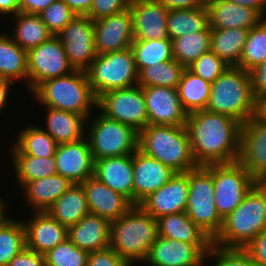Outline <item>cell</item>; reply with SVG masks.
I'll return each instance as SVG.
<instances>
[{
	"label": "cell",
	"instance_id": "obj_24",
	"mask_svg": "<svg viewBox=\"0 0 266 266\" xmlns=\"http://www.w3.org/2000/svg\"><path fill=\"white\" fill-rule=\"evenodd\" d=\"M94 176L133 204V154L95 160Z\"/></svg>",
	"mask_w": 266,
	"mask_h": 266
},
{
	"label": "cell",
	"instance_id": "obj_28",
	"mask_svg": "<svg viewBox=\"0 0 266 266\" xmlns=\"http://www.w3.org/2000/svg\"><path fill=\"white\" fill-rule=\"evenodd\" d=\"M46 109V127L41 128L50 134L57 144L77 142L85 138L87 119L83 115L49 107Z\"/></svg>",
	"mask_w": 266,
	"mask_h": 266
},
{
	"label": "cell",
	"instance_id": "obj_25",
	"mask_svg": "<svg viewBox=\"0 0 266 266\" xmlns=\"http://www.w3.org/2000/svg\"><path fill=\"white\" fill-rule=\"evenodd\" d=\"M211 29L241 28L250 30L264 17L255 9L227 0H216L206 6Z\"/></svg>",
	"mask_w": 266,
	"mask_h": 266
},
{
	"label": "cell",
	"instance_id": "obj_36",
	"mask_svg": "<svg viewBox=\"0 0 266 266\" xmlns=\"http://www.w3.org/2000/svg\"><path fill=\"white\" fill-rule=\"evenodd\" d=\"M210 89V82L196 76L186 68L177 87L184 110L189 114L206 109L210 98Z\"/></svg>",
	"mask_w": 266,
	"mask_h": 266
},
{
	"label": "cell",
	"instance_id": "obj_41",
	"mask_svg": "<svg viewBox=\"0 0 266 266\" xmlns=\"http://www.w3.org/2000/svg\"><path fill=\"white\" fill-rule=\"evenodd\" d=\"M265 60L266 18L248 31L246 42L239 61V67L245 71H249L260 65Z\"/></svg>",
	"mask_w": 266,
	"mask_h": 266
},
{
	"label": "cell",
	"instance_id": "obj_22",
	"mask_svg": "<svg viewBox=\"0 0 266 266\" xmlns=\"http://www.w3.org/2000/svg\"><path fill=\"white\" fill-rule=\"evenodd\" d=\"M89 213L96 214L109 222L124 215L133 204L123 195L115 192L94 175L82 182Z\"/></svg>",
	"mask_w": 266,
	"mask_h": 266
},
{
	"label": "cell",
	"instance_id": "obj_26",
	"mask_svg": "<svg viewBox=\"0 0 266 266\" xmlns=\"http://www.w3.org/2000/svg\"><path fill=\"white\" fill-rule=\"evenodd\" d=\"M109 235L110 222L92 213L68 227V239L88 253L108 248Z\"/></svg>",
	"mask_w": 266,
	"mask_h": 266
},
{
	"label": "cell",
	"instance_id": "obj_46",
	"mask_svg": "<svg viewBox=\"0 0 266 266\" xmlns=\"http://www.w3.org/2000/svg\"><path fill=\"white\" fill-rule=\"evenodd\" d=\"M38 15L52 35H57L76 16L62 0L51 3Z\"/></svg>",
	"mask_w": 266,
	"mask_h": 266
},
{
	"label": "cell",
	"instance_id": "obj_3",
	"mask_svg": "<svg viewBox=\"0 0 266 266\" xmlns=\"http://www.w3.org/2000/svg\"><path fill=\"white\" fill-rule=\"evenodd\" d=\"M266 229V183L258 182L240 205L223 219L212 243L225 248H245Z\"/></svg>",
	"mask_w": 266,
	"mask_h": 266
},
{
	"label": "cell",
	"instance_id": "obj_55",
	"mask_svg": "<svg viewBox=\"0 0 266 266\" xmlns=\"http://www.w3.org/2000/svg\"><path fill=\"white\" fill-rule=\"evenodd\" d=\"M251 119L266 121V93L254 96V110Z\"/></svg>",
	"mask_w": 266,
	"mask_h": 266
},
{
	"label": "cell",
	"instance_id": "obj_52",
	"mask_svg": "<svg viewBox=\"0 0 266 266\" xmlns=\"http://www.w3.org/2000/svg\"><path fill=\"white\" fill-rule=\"evenodd\" d=\"M56 0H19V10L27 14H40Z\"/></svg>",
	"mask_w": 266,
	"mask_h": 266
},
{
	"label": "cell",
	"instance_id": "obj_23",
	"mask_svg": "<svg viewBox=\"0 0 266 266\" xmlns=\"http://www.w3.org/2000/svg\"><path fill=\"white\" fill-rule=\"evenodd\" d=\"M25 227L26 247L45 255L68 238V228L58 223L47 212H35Z\"/></svg>",
	"mask_w": 266,
	"mask_h": 266
},
{
	"label": "cell",
	"instance_id": "obj_29",
	"mask_svg": "<svg viewBox=\"0 0 266 266\" xmlns=\"http://www.w3.org/2000/svg\"><path fill=\"white\" fill-rule=\"evenodd\" d=\"M158 236L174 239L193 245H212V239L206 235L186 214H170L157 219Z\"/></svg>",
	"mask_w": 266,
	"mask_h": 266
},
{
	"label": "cell",
	"instance_id": "obj_32",
	"mask_svg": "<svg viewBox=\"0 0 266 266\" xmlns=\"http://www.w3.org/2000/svg\"><path fill=\"white\" fill-rule=\"evenodd\" d=\"M56 141L41 126H25L18 132L11 147V155H32L37 157L54 156Z\"/></svg>",
	"mask_w": 266,
	"mask_h": 266
},
{
	"label": "cell",
	"instance_id": "obj_35",
	"mask_svg": "<svg viewBox=\"0 0 266 266\" xmlns=\"http://www.w3.org/2000/svg\"><path fill=\"white\" fill-rule=\"evenodd\" d=\"M166 25L171 41L186 34L204 31L209 27L207 8L200 6L195 9L169 10Z\"/></svg>",
	"mask_w": 266,
	"mask_h": 266
},
{
	"label": "cell",
	"instance_id": "obj_50",
	"mask_svg": "<svg viewBox=\"0 0 266 266\" xmlns=\"http://www.w3.org/2000/svg\"><path fill=\"white\" fill-rule=\"evenodd\" d=\"M8 266H47L45 257L27 247L22 249Z\"/></svg>",
	"mask_w": 266,
	"mask_h": 266
},
{
	"label": "cell",
	"instance_id": "obj_44",
	"mask_svg": "<svg viewBox=\"0 0 266 266\" xmlns=\"http://www.w3.org/2000/svg\"><path fill=\"white\" fill-rule=\"evenodd\" d=\"M210 257L214 260L211 266H257L244 248H225L212 243L204 256L203 266Z\"/></svg>",
	"mask_w": 266,
	"mask_h": 266
},
{
	"label": "cell",
	"instance_id": "obj_59",
	"mask_svg": "<svg viewBox=\"0 0 266 266\" xmlns=\"http://www.w3.org/2000/svg\"><path fill=\"white\" fill-rule=\"evenodd\" d=\"M4 201L5 200L2 197H0V226L5 224L9 219H11L6 214L7 202L5 203Z\"/></svg>",
	"mask_w": 266,
	"mask_h": 266
},
{
	"label": "cell",
	"instance_id": "obj_1",
	"mask_svg": "<svg viewBox=\"0 0 266 266\" xmlns=\"http://www.w3.org/2000/svg\"><path fill=\"white\" fill-rule=\"evenodd\" d=\"M186 129L198 166L238 161L242 131L239 121L203 109L187 115Z\"/></svg>",
	"mask_w": 266,
	"mask_h": 266
},
{
	"label": "cell",
	"instance_id": "obj_51",
	"mask_svg": "<svg viewBox=\"0 0 266 266\" xmlns=\"http://www.w3.org/2000/svg\"><path fill=\"white\" fill-rule=\"evenodd\" d=\"M248 72L253 96L266 93V60Z\"/></svg>",
	"mask_w": 266,
	"mask_h": 266
},
{
	"label": "cell",
	"instance_id": "obj_37",
	"mask_svg": "<svg viewBox=\"0 0 266 266\" xmlns=\"http://www.w3.org/2000/svg\"><path fill=\"white\" fill-rule=\"evenodd\" d=\"M211 28L193 32L172 40L173 59L189 67L202 54L211 50Z\"/></svg>",
	"mask_w": 266,
	"mask_h": 266
},
{
	"label": "cell",
	"instance_id": "obj_17",
	"mask_svg": "<svg viewBox=\"0 0 266 266\" xmlns=\"http://www.w3.org/2000/svg\"><path fill=\"white\" fill-rule=\"evenodd\" d=\"M211 245H193L158 236L143 261L147 266H203Z\"/></svg>",
	"mask_w": 266,
	"mask_h": 266
},
{
	"label": "cell",
	"instance_id": "obj_47",
	"mask_svg": "<svg viewBox=\"0 0 266 266\" xmlns=\"http://www.w3.org/2000/svg\"><path fill=\"white\" fill-rule=\"evenodd\" d=\"M132 0H93L90 13L87 15L93 21L111 16L129 8Z\"/></svg>",
	"mask_w": 266,
	"mask_h": 266
},
{
	"label": "cell",
	"instance_id": "obj_49",
	"mask_svg": "<svg viewBox=\"0 0 266 266\" xmlns=\"http://www.w3.org/2000/svg\"><path fill=\"white\" fill-rule=\"evenodd\" d=\"M244 249L250 254L257 266H266V229Z\"/></svg>",
	"mask_w": 266,
	"mask_h": 266
},
{
	"label": "cell",
	"instance_id": "obj_2",
	"mask_svg": "<svg viewBox=\"0 0 266 266\" xmlns=\"http://www.w3.org/2000/svg\"><path fill=\"white\" fill-rule=\"evenodd\" d=\"M157 238V220L139 205L110 222L109 247L132 266L143 263Z\"/></svg>",
	"mask_w": 266,
	"mask_h": 266
},
{
	"label": "cell",
	"instance_id": "obj_45",
	"mask_svg": "<svg viewBox=\"0 0 266 266\" xmlns=\"http://www.w3.org/2000/svg\"><path fill=\"white\" fill-rule=\"evenodd\" d=\"M228 67L229 65L210 50L202 54L187 69L203 80L213 83Z\"/></svg>",
	"mask_w": 266,
	"mask_h": 266
},
{
	"label": "cell",
	"instance_id": "obj_9",
	"mask_svg": "<svg viewBox=\"0 0 266 266\" xmlns=\"http://www.w3.org/2000/svg\"><path fill=\"white\" fill-rule=\"evenodd\" d=\"M86 74L96 98L107 91L138 84V72L131 48L97 54Z\"/></svg>",
	"mask_w": 266,
	"mask_h": 266
},
{
	"label": "cell",
	"instance_id": "obj_54",
	"mask_svg": "<svg viewBox=\"0 0 266 266\" xmlns=\"http://www.w3.org/2000/svg\"><path fill=\"white\" fill-rule=\"evenodd\" d=\"M165 5L168 10L195 9L201 5L197 0H157Z\"/></svg>",
	"mask_w": 266,
	"mask_h": 266
},
{
	"label": "cell",
	"instance_id": "obj_57",
	"mask_svg": "<svg viewBox=\"0 0 266 266\" xmlns=\"http://www.w3.org/2000/svg\"><path fill=\"white\" fill-rule=\"evenodd\" d=\"M19 10V0H0V15L14 16Z\"/></svg>",
	"mask_w": 266,
	"mask_h": 266
},
{
	"label": "cell",
	"instance_id": "obj_12",
	"mask_svg": "<svg viewBox=\"0 0 266 266\" xmlns=\"http://www.w3.org/2000/svg\"><path fill=\"white\" fill-rule=\"evenodd\" d=\"M28 92H32L40 83L72 73L64 47L57 35H52L39 46L27 52Z\"/></svg>",
	"mask_w": 266,
	"mask_h": 266
},
{
	"label": "cell",
	"instance_id": "obj_53",
	"mask_svg": "<svg viewBox=\"0 0 266 266\" xmlns=\"http://www.w3.org/2000/svg\"><path fill=\"white\" fill-rule=\"evenodd\" d=\"M76 15L87 16L93 0H62Z\"/></svg>",
	"mask_w": 266,
	"mask_h": 266
},
{
	"label": "cell",
	"instance_id": "obj_38",
	"mask_svg": "<svg viewBox=\"0 0 266 266\" xmlns=\"http://www.w3.org/2000/svg\"><path fill=\"white\" fill-rule=\"evenodd\" d=\"M132 49L137 72L151 65L173 59L172 41L169 38L134 40Z\"/></svg>",
	"mask_w": 266,
	"mask_h": 266
},
{
	"label": "cell",
	"instance_id": "obj_14",
	"mask_svg": "<svg viewBox=\"0 0 266 266\" xmlns=\"http://www.w3.org/2000/svg\"><path fill=\"white\" fill-rule=\"evenodd\" d=\"M189 190V171L176 172L156 192L149 194L138 205L156 220L170 214L186 212Z\"/></svg>",
	"mask_w": 266,
	"mask_h": 266
},
{
	"label": "cell",
	"instance_id": "obj_43",
	"mask_svg": "<svg viewBox=\"0 0 266 266\" xmlns=\"http://www.w3.org/2000/svg\"><path fill=\"white\" fill-rule=\"evenodd\" d=\"M88 255L87 251L78 248L67 238L44 257L47 266H87Z\"/></svg>",
	"mask_w": 266,
	"mask_h": 266
},
{
	"label": "cell",
	"instance_id": "obj_39",
	"mask_svg": "<svg viewBox=\"0 0 266 266\" xmlns=\"http://www.w3.org/2000/svg\"><path fill=\"white\" fill-rule=\"evenodd\" d=\"M14 174L19 186L25 183L49 177L57 173L55 156L37 157L32 155H11Z\"/></svg>",
	"mask_w": 266,
	"mask_h": 266
},
{
	"label": "cell",
	"instance_id": "obj_6",
	"mask_svg": "<svg viewBox=\"0 0 266 266\" xmlns=\"http://www.w3.org/2000/svg\"><path fill=\"white\" fill-rule=\"evenodd\" d=\"M206 110L229 116L242 125L247 122L254 110L249 72L229 66L211 83Z\"/></svg>",
	"mask_w": 266,
	"mask_h": 266
},
{
	"label": "cell",
	"instance_id": "obj_18",
	"mask_svg": "<svg viewBox=\"0 0 266 266\" xmlns=\"http://www.w3.org/2000/svg\"><path fill=\"white\" fill-rule=\"evenodd\" d=\"M97 54L130 48L134 41L132 14L128 9L93 21Z\"/></svg>",
	"mask_w": 266,
	"mask_h": 266
},
{
	"label": "cell",
	"instance_id": "obj_58",
	"mask_svg": "<svg viewBox=\"0 0 266 266\" xmlns=\"http://www.w3.org/2000/svg\"><path fill=\"white\" fill-rule=\"evenodd\" d=\"M14 84V82L0 77V112L3 107L5 108L10 90H12Z\"/></svg>",
	"mask_w": 266,
	"mask_h": 266
},
{
	"label": "cell",
	"instance_id": "obj_8",
	"mask_svg": "<svg viewBox=\"0 0 266 266\" xmlns=\"http://www.w3.org/2000/svg\"><path fill=\"white\" fill-rule=\"evenodd\" d=\"M213 164L189 171L186 214L212 240L221 230L223 219L214 201Z\"/></svg>",
	"mask_w": 266,
	"mask_h": 266
},
{
	"label": "cell",
	"instance_id": "obj_5",
	"mask_svg": "<svg viewBox=\"0 0 266 266\" xmlns=\"http://www.w3.org/2000/svg\"><path fill=\"white\" fill-rule=\"evenodd\" d=\"M31 94L45 107L83 115L86 119L91 116V110L96 109L97 98L86 71L75 70L65 76L45 80Z\"/></svg>",
	"mask_w": 266,
	"mask_h": 266
},
{
	"label": "cell",
	"instance_id": "obj_16",
	"mask_svg": "<svg viewBox=\"0 0 266 266\" xmlns=\"http://www.w3.org/2000/svg\"><path fill=\"white\" fill-rule=\"evenodd\" d=\"M238 162L257 182L266 183V121L250 118L242 125Z\"/></svg>",
	"mask_w": 266,
	"mask_h": 266
},
{
	"label": "cell",
	"instance_id": "obj_13",
	"mask_svg": "<svg viewBox=\"0 0 266 266\" xmlns=\"http://www.w3.org/2000/svg\"><path fill=\"white\" fill-rule=\"evenodd\" d=\"M57 36L74 70L86 71L97 56L93 20L76 15Z\"/></svg>",
	"mask_w": 266,
	"mask_h": 266
},
{
	"label": "cell",
	"instance_id": "obj_48",
	"mask_svg": "<svg viewBox=\"0 0 266 266\" xmlns=\"http://www.w3.org/2000/svg\"><path fill=\"white\" fill-rule=\"evenodd\" d=\"M87 266H132L119 256L111 247L90 252Z\"/></svg>",
	"mask_w": 266,
	"mask_h": 266
},
{
	"label": "cell",
	"instance_id": "obj_30",
	"mask_svg": "<svg viewBox=\"0 0 266 266\" xmlns=\"http://www.w3.org/2000/svg\"><path fill=\"white\" fill-rule=\"evenodd\" d=\"M45 212L67 228L77 224L89 213L83 186L73 184Z\"/></svg>",
	"mask_w": 266,
	"mask_h": 266
},
{
	"label": "cell",
	"instance_id": "obj_42",
	"mask_svg": "<svg viewBox=\"0 0 266 266\" xmlns=\"http://www.w3.org/2000/svg\"><path fill=\"white\" fill-rule=\"evenodd\" d=\"M26 247L23 221L9 219L0 226V266L9 262Z\"/></svg>",
	"mask_w": 266,
	"mask_h": 266
},
{
	"label": "cell",
	"instance_id": "obj_10",
	"mask_svg": "<svg viewBox=\"0 0 266 266\" xmlns=\"http://www.w3.org/2000/svg\"><path fill=\"white\" fill-rule=\"evenodd\" d=\"M257 183L238 161L213 164L214 201L220 217L233 212Z\"/></svg>",
	"mask_w": 266,
	"mask_h": 266
},
{
	"label": "cell",
	"instance_id": "obj_33",
	"mask_svg": "<svg viewBox=\"0 0 266 266\" xmlns=\"http://www.w3.org/2000/svg\"><path fill=\"white\" fill-rule=\"evenodd\" d=\"M248 31L241 28L211 29V51L227 65L239 67Z\"/></svg>",
	"mask_w": 266,
	"mask_h": 266
},
{
	"label": "cell",
	"instance_id": "obj_31",
	"mask_svg": "<svg viewBox=\"0 0 266 266\" xmlns=\"http://www.w3.org/2000/svg\"><path fill=\"white\" fill-rule=\"evenodd\" d=\"M8 35L0 34V77L14 83L23 79L28 88L27 51Z\"/></svg>",
	"mask_w": 266,
	"mask_h": 266
},
{
	"label": "cell",
	"instance_id": "obj_4",
	"mask_svg": "<svg viewBox=\"0 0 266 266\" xmlns=\"http://www.w3.org/2000/svg\"><path fill=\"white\" fill-rule=\"evenodd\" d=\"M138 149L174 172H187L198 166L186 126L147 125L139 132Z\"/></svg>",
	"mask_w": 266,
	"mask_h": 266
},
{
	"label": "cell",
	"instance_id": "obj_21",
	"mask_svg": "<svg viewBox=\"0 0 266 266\" xmlns=\"http://www.w3.org/2000/svg\"><path fill=\"white\" fill-rule=\"evenodd\" d=\"M134 40L169 38L167 32L168 9L157 0H132Z\"/></svg>",
	"mask_w": 266,
	"mask_h": 266
},
{
	"label": "cell",
	"instance_id": "obj_11",
	"mask_svg": "<svg viewBox=\"0 0 266 266\" xmlns=\"http://www.w3.org/2000/svg\"><path fill=\"white\" fill-rule=\"evenodd\" d=\"M96 108L104 116L129 125L137 132L148 125L144 93L138 84L99 95Z\"/></svg>",
	"mask_w": 266,
	"mask_h": 266
},
{
	"label": "cell",
	"instance_id": "obj_19",
	"mask_svg": "<svg viewBox=\"0 0 266 266\" xmlns=\"http://www.w3.org/2000/svg\"><path fill=\"white\" fill-rule=\"evenodd\" d=\"M54 156L57 174L73 184H81L94 175L95 161L86 137L58 144Z\"/></svg>",
	"mask_w": 266,
	"mask_h": 266
},
{
	"label": "cell",
	"instance_id": "obj_60",
	"mask_svg": "<svg viewBox=\"0 0 266 266\" xmlns=\"http://www.w3.org/2000/svg\"><path fill=\"white\" fill-rule=\"evenodd\" d=\"M201 6H207L208 4L215 2L216 0H197Z\"/></svg>",
	"mask_w": 266,
	"mask_h": 266
},
{
	"label": "cell",
	"instance_id": "obj_27",
	"mask_svg": "<svg viewBox=\"0 0 266 266\" xmlns=\"http://www.w3.org/2000/svg\"><path fill=\"white\" fill-rule=\"evenodd\" d=\"M73 185L65 177L54 174L33 180L22 186L25 199L33 212L47 211L48 208Z\"/></svg>",
	"mask_w": 266,
	"mask_h": 266
},
{
	"label": "cell",
	"instance_id": "obj_15",
	"mask_svg": "<svg viewBox=\"0 0 266 266\" xmlns=\"http://www.w3.org/2000/svg\"><path fill=\"white\" fill-rule=\"evenodd\" d=\"M142 89L148 125L186 126L188 113L182 107L176 88L148 86Z\"/></svg>",
	"mask_w": 266,
	"mask_h": 266
},
{
	"label": "cell",
	"instance_id": "obj_20",
	"mask_svg": "<svg viewBox=\"0 0 266 266\" xmlns=\"http://www.w3.org/2000/svg\"><path fill=\"white\" fill-rule=\"evenodd\" d=\"M170 167L137 149L133 153V205L156 192L175 174Z\"/></svg>",
	"mask_w": 266,
	"mask_h": 266
},
{
	"label": "cell",
	"instance_id": "obj_7",
	"mask_svg": "<svg viewBox=\"0 0 266 266\" xmlns=\"http://www.w3.org/2000/svg\"><path fill=\"white\" fill-rule=\"evenodd\" d=\"M87 119L85 136L94 161L133 154L138 149L139 132L129 125L110 119L101 113ZM93 116V119L91 120ZM89 120L91 122H89Z\"/></svg>",
	"mask_w": 266,
	"mask_h": 266
},
{
	"label": "cell",
	"instance_id": "obj_34",
	"mask_svg": "<svg viewBox=\"0 0 266 266\" xmlns=\"http://www.w3.org/2000/svg\"><path fill=\"white\" fill-rule=\"evenodd\" d=\"M12 17L16 23L11 38L27 52L52 36L39 15L17 12Z\"/></svg>",
	"mask_w": 266,
	"mask_h": 266
},
{
	"label": "cell",
	"instance_id": "obj_56",
	"mask_svg": "<svg viewBox=\"0 0 266 266\" xmlns=\"http://www.w3.org/2000/svg\"><path fill=\"white\" fill-rule=\"evenodd\" d=\"M233 3L250 7L257 10L264 18H266V0H227Z\"/></svg>",
	"mask_w": 266,
	"mask_h": 266
},
{
	"label": "cell",
	"instance_id": "obj_40",
	"mask_svg": "<svg viewBox=\"0 0 266 266\" xmlns=\"http://www.w3.org/2000/svg\"><path fill=\"white\" fill-rule=\"evenodd\" d=\"M185 69L174 59L157 65L153 64L138 72V85L141 87L163 86L177 89Z\"/></svg>",
	"mask_w": 266,
	"mask_h": 266
}]
</instances>
